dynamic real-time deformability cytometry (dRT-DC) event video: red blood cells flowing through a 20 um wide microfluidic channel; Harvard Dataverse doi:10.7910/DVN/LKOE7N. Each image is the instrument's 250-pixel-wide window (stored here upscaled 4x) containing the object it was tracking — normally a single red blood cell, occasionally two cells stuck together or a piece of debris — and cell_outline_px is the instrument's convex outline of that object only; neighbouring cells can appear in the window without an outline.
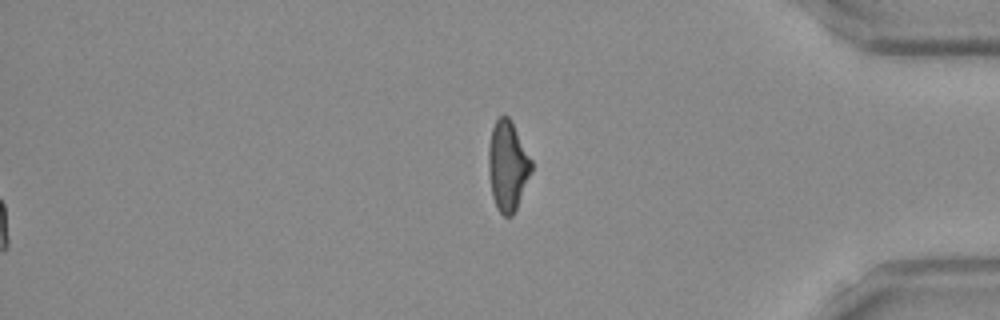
{"species": "Egyptian fruit bat (a non-hibernating species)", "species_latin": "Rousettus aegyptiacus", "temperature_condition": "room temperature", "stored_images_in_passage": 42, "segment_of_instrument_passage": [2, 2], "camera_frame_rate_fps": 3000, "um_per_image_px": 0.085, "frame": {"image": 1, "passage_image": 42, "time_ms": 13.667, "image_size_px": [1000, 320], "cell_outline_px": [[532, 168], [516, 208], [512, 216], [504, 216], [496, 208], [492, 196], [488, 172], [488, 148], [492, 128], [496, 120], [500, 116], [508, 116], [532, 160]], "centroid_in_image_um": [43.12, 14.11], "position_along_channel_um": 392.1, "area_um2": 22.14}}